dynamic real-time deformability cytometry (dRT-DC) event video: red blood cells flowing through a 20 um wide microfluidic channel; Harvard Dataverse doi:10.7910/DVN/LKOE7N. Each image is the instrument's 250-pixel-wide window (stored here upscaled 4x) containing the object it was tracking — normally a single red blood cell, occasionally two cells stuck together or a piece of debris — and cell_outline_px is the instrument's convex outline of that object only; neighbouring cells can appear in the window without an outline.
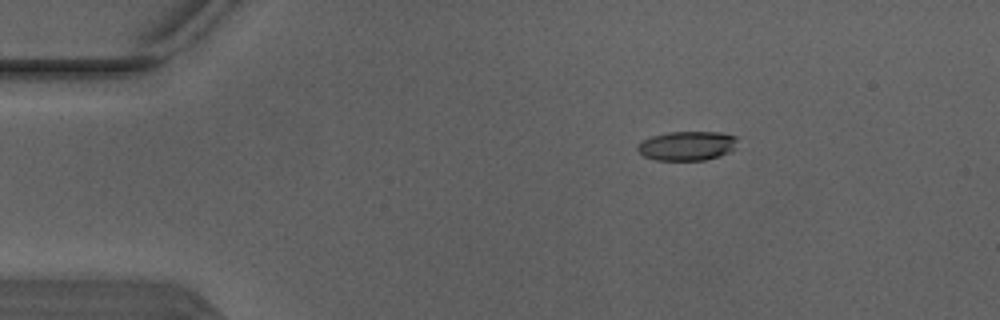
{"species": "Egyptian fruit bat (a non-hibernating species)", "species_latin": "Rousettus aegyptiacus", "temperature_condition": "warm", "stored_images_in_passage": 5, "camera_frame_rate_fps": 3000, "um_per_image_px": 0.085, "animal": {"sex": "male"}, "frame": {"image": 1, "passage_image": 3, "time_ms": 0.667, "image_size_px": [1000, 320], "cell_outline_px": [[736, 148], [720, 156], [704, 160], [656, 160], [644, 156], [636, 148], [636, 144], [652, 136], [668, 132], [720, 132], [736, 136]], "centroid_in_image_um": [58.4, 12.39], "position_along_channel_um": 26.6, "area_um2": 17.05}}
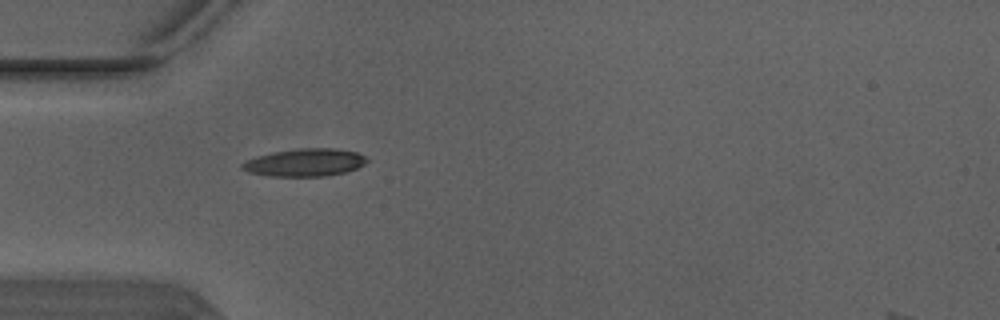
{"frame": {"image": 2, "passage_image": 5, "time_ms": 1.333, "image_size_px": [1000, 320], "cell_outline_px": [[368, 160], [364, 164], [356, 168], [344, 172], [328, 176], [272, 176], [248, 172], [240, 168], [240, 164], [248, 160], [272, 152], [300, 148], [336, 148], [356, 152], [364, 156]], "centroid_in_image_um": [25.92, 13.81], "position_along_channel_um": 59.1, "area_um2": 19.94}}